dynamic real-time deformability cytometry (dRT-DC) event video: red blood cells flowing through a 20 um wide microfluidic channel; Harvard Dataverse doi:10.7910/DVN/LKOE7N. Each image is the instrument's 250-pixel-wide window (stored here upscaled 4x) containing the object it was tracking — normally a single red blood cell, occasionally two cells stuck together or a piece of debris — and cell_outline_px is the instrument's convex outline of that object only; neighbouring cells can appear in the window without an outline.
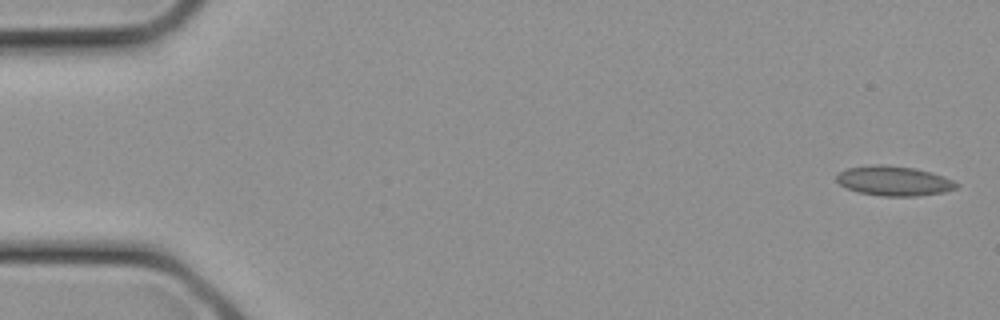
{"species": "common noctule bat (a hibernating species)", "species_latin": "Nyctalus noctula", "temperature_condition": "cold", "stored_images_in_passage": 10, "camera_frame_rate_fps": 3000, "um_per_image_px": 0.085, "animal": {"sex": "female", "body_mass_g": 21.9}, "frame": {"image": 1, "passage_image": 1, "time_ms": 0.0, "image_size_px": [1000, 320], "cell_outline_px": [[960, 184], [956, 188], [944, 192], [916, 196], [880, 196], [860, 192], [848, 188], [840, 184], [836, 180], [836, 176], [840, 172], [848, 168], [872, 164], [884, 164], [916, 168], [932, 172], [944, 176]], "centroid_in_image_um": [76.01, 15.36], "position_along_channel_um": 9.0, "area_um2": 20.81}}
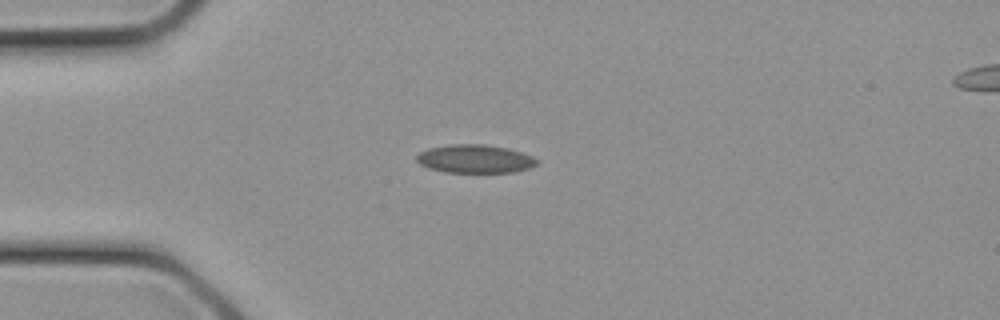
{"frame": {"image": 2, "passage_image": 7, "time_ms": 2.0, "image_size_px": [1000, 320], "cell_outline_px": [[540, 160], [536, 164], [528, 168], [512, 172], [444, 172], [428, 168], [420, 164], [416, 160], [416, 156], [420, 152], [428, 148], [448, 144], [484, 144], [508, 148], [532, 156]], "centroid_in_image_um": [40.34, 13.49], "position_along_channel_um": 44.7, "area_um2": 19.88}}
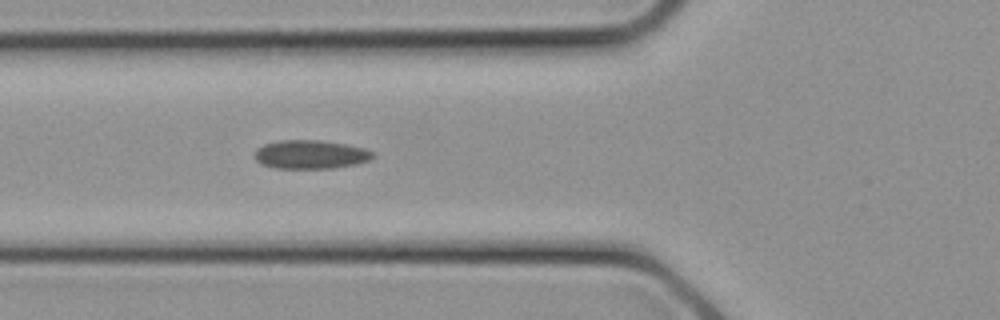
{"frame": {"image": 3, "passage_image": 10, "time_ms": 3.0, "image_size_px": [1000, 320], "cell_outline_px": [[376, 156], [368, 160], [356, 164], [332, 168], [276, 168], [260, 164], [252, 156], [256, 148], [264, 144], [280, 140], [320, 140], [344, 144], [364, 148], [372, 152]], "centroid_in_image_um": [26.34, 13.13], "position_along_channel_um": 99.5, "area_um2": 19.83}}